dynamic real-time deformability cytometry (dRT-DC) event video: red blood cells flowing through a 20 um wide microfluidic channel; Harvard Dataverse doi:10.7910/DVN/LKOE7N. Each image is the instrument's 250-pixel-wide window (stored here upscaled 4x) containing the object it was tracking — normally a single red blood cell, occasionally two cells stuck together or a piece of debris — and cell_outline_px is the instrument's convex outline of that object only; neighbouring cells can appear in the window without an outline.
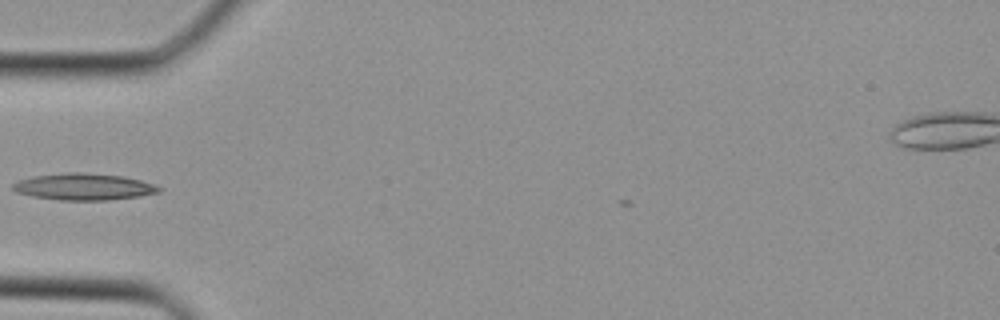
{"species": "Egyptian fruit bat (a non-hibernating species)", "species_latin": "Rousettus aegyptiacus", "temperature_condition": "cold", "stored_images_in_passage": 3, "camera_frame_rate_fps": 3000, "um_per_image_px": 0.085, "animal": {"sex": "female"}, "frame": {"image": 1, "passage_image": 1, "time_ms": 0.0, "image_size_px": [1000, 320], "cell_outline_px": [[164, 188], [160, 192], [140, 196], [108, 200], [60, 200], [32, 196], [16, 192], [12, 188], [12, 184], [16, 180], [32, 176], [64, 172], [84, 172], [124, 176], [140, 180]], "centroid_in_image_um": [7.1, 15.86], "position_along_channel_um": 77.9, "area_um2": 22.95}}